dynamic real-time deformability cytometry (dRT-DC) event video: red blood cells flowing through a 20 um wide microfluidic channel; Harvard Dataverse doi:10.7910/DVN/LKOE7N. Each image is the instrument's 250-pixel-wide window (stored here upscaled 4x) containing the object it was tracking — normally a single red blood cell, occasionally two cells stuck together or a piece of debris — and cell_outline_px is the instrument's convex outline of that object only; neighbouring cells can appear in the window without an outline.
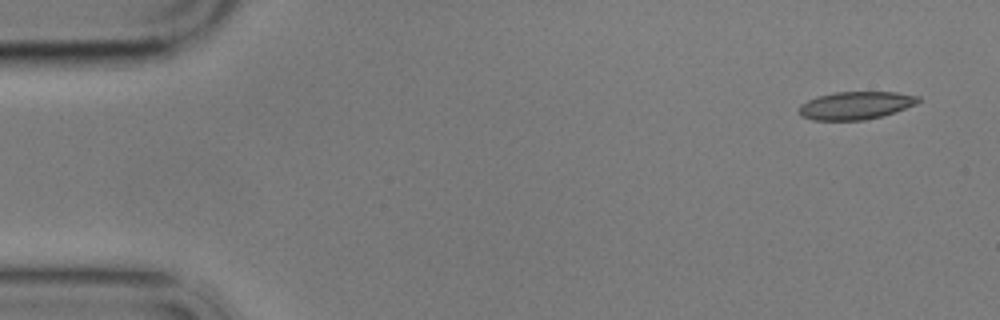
{"species": "common noctule bat (a hibernating species)", "species_latin": "Nyctalus noctula", "temperature_condition": "cold", "stored_images_in_passage": 6, "camera_frame_rate_fps": 3000, "um_per_image_px": 0.085, "animal": {"sex": "male", "body_mass_g": 17.9}, "frame": {"image": 1, "passage_image": 1, "time_ms": 0.0, "image_size_px": [1000, 320], "cell_outline_px": [[920, 100], [916, 104], [880, 116], [864, 120], [812, 120], [800, 116], [800, 104], [816, 96], [836, 92], [896, 92], [920, 96]], "centroid_in_image_um": [72.7, 8.95], "position_along_channel_um": 12.3, "area_um2": 19.19}}
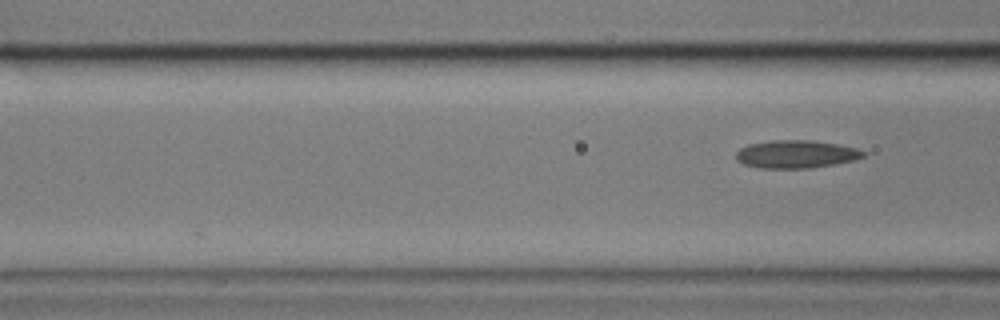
{"frame": {"image": 2, "passage_image": 6, "time_ms": 5.667, "image_size_px": [1000, 320], "cell_outline_px": [[868, 152], [864, 156], [856, 160], [836, 164], [812, 168], [760, 168], [744, 164], [736, 160], [736, 152], [740, 148], [748, 144], [772, 140], [812, 140], [836, 144], [856, 148]], "centroid_in_image_um": [67.68, 13.11], "position_along_channel_um": 98.9, "area_um2": 20.87}}